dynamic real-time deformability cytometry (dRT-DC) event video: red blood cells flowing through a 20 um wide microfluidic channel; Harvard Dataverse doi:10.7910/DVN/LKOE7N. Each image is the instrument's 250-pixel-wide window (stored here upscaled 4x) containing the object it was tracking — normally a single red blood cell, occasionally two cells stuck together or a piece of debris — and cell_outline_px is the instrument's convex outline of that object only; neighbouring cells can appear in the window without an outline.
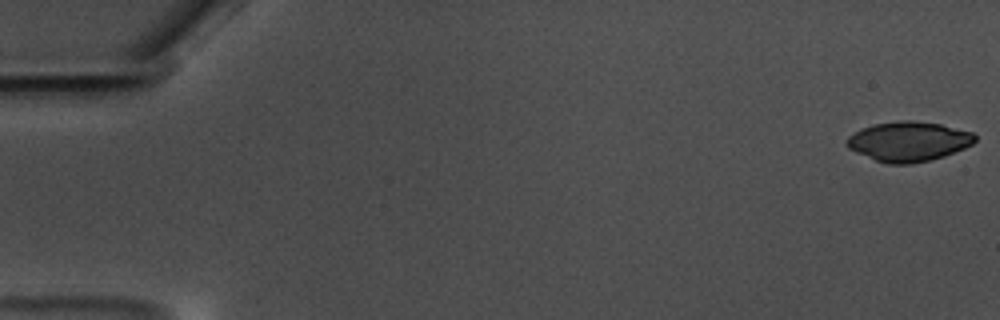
{"species": "common noctule bat (a hibernating species)", "species_latin": "Nyctalus noctula", "temperature_condition": "warm", "stored_images_in_passage": 59, "camera_frame_rate_fps": 3000, "um_per_image_px": 0.085, "animal": {"sex": "male", "body_mass_g": 17.5, "forearm_length_mm": 52.3}, "frame": {"image": 1, "passage_image": 1, "time_ms": 0.0, "image_size_px": [1000, 320], "cell_outline_px": [[976, 140], [972, 144], [964, 148], [944, 156], [928, 160], [908, 164], [888, 164], [876, 160], [856, 152], [848, 148], [844, 144], [844, 140], [848, 136], [872, 124], [900, 120], [912, 120], [940, 124], [972, 132], [976, 136]], "centroid_in_image_um": [77.2, 12.02], "position_along_channel_um": 7.8, "area_um2": 29.59}}
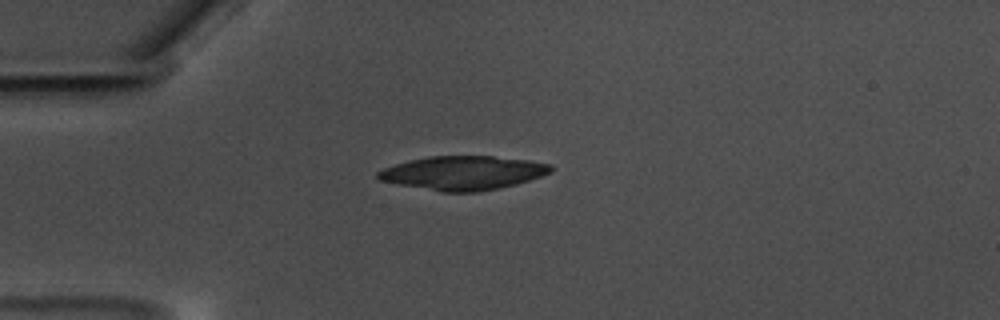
{"frame": {"image": 2, "passage_image": 16, "time_ms": 5.0, "image_size_px": [1000, 320], "cell_outline_px": [[552, 172], [516, 184], [500, 188], [476, 192], [440, 192], [380, 180], [376, 176], [376, 172], [384, 168], [396, 164], [428, 156], [492, 156], [528, 160], [552, 164]], "centroid_in_image_um": [39.38, 14.7], "position_along_channel_um": 45.6, "area_um2": 33.93}}